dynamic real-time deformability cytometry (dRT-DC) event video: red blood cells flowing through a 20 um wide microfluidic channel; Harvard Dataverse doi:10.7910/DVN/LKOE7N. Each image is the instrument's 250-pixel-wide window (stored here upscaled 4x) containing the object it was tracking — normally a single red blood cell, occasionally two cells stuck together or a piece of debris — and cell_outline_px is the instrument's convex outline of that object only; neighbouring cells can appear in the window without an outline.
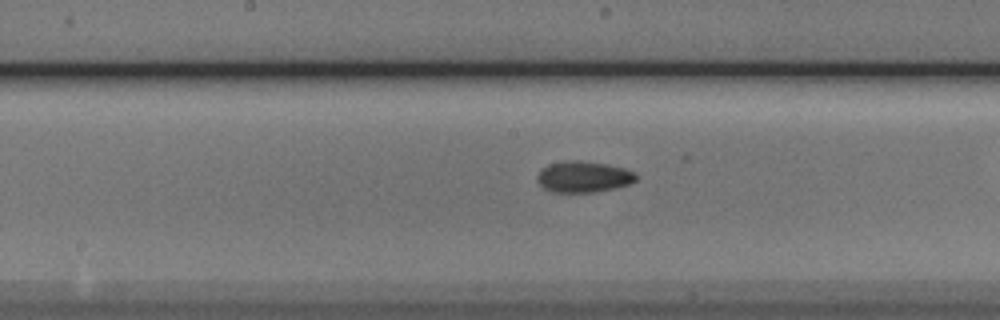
{"species": "Egyptian fruit bat (a non-hibernating species)", "species_latin": "Rousettus aegyptiacus", "temperature_condition": "cold", "stored_images_in_passage": 35, "camera_frame_rate_fps": 3000, "um_per_image_px": 0.085, "animal": {"sex": "male"}, "frame": {"image": 1, "passage_image": 20, "time_ms": 6.333, "image_size_px": [1000, 320], "cell_outline_px": [[636, 180], [632, 184], [616, 188], [596, 192], [552, 192], [544, 188], [536, 180], [540, 172], [548, 164], [576, 160], [604, 164], [624, 168], [632, 172], [636, 176]], "centroid_in_image_um": [49.62, 15.05], "position_along_channel_um": 198.6, "area_um2": 17.69}}
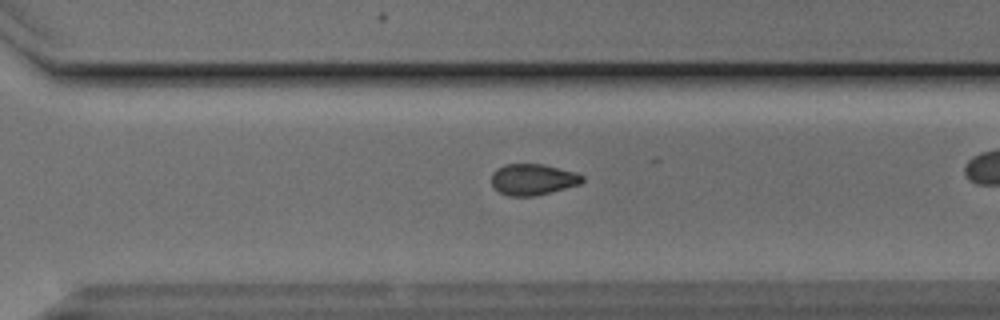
{"frame": {"image": 2, "passage_image": 30, "time_ms": 9.667, "image_size_px": [1000, 320], "cell_outline_px": [[584, 180], [580, 184], [536, 196], [508, 196], [500, 192], [492, 184], [492, 172], [504, 164], [544, 164], [576, 172], [584, 176]], "centroid_in_image_um": [45.31, 15.25], "position_along_channel_um": 325.3, "area_um2": 16.53}}